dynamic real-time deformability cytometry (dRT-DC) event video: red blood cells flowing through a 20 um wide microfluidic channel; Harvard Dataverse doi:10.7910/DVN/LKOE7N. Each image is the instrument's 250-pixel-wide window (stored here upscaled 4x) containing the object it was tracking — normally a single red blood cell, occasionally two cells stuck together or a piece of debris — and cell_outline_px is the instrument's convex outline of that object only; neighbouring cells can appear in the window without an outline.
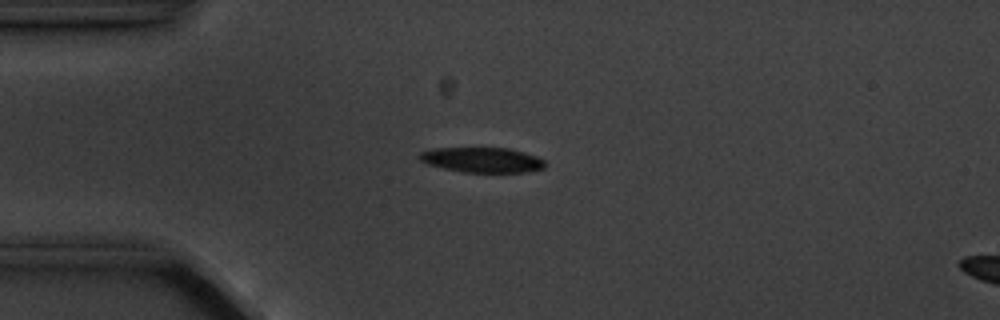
{"species": "common noctule bat (a hibernating species)", "species_latin": "Nyctalus noctula", "temperature_condition": "cold", "stored_images_in_passage": 4, "camera_frame_rate_fps": 3000, "um_per_image_px": 0.085, "animal": {"sex": "male", "body_mass_g": 20.1, "forearm_length_mm": 53.5}, "frame": {"image": 1, "passage_image": 2, "time_ms": 1.333, "image_size_px": [1000, 320], "cell_outline_px": [[544, 168], [524, 172], [464, 172], [444, 168], [428, 164], [420, 160], [416, 156], [420, 152], [436, 148], [508, 148], [536, 156], [544, 160]], "centroid_in_image_um": [40.95, 13.59], "position_along_channel_um": 44.1, "area_um2": 18.15}}